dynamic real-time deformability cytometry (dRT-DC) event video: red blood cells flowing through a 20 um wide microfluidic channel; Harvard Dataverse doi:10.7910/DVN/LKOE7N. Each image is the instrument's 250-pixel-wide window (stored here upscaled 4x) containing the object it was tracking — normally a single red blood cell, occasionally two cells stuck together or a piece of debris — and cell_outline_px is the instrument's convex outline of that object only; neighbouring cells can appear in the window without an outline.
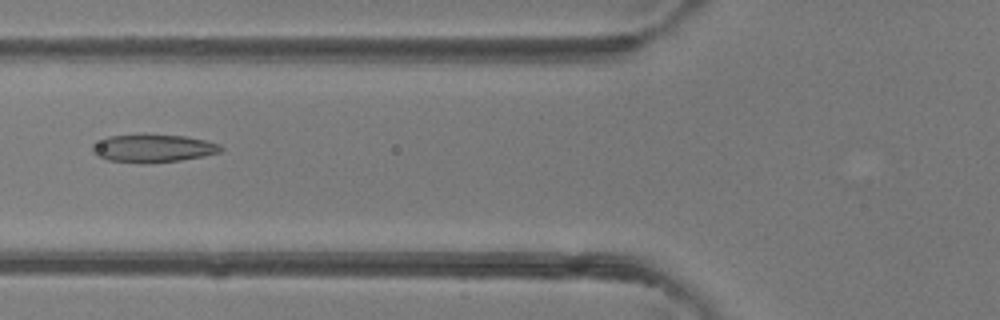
{"species": "common noctule bat (a hibernating species)", "species_latin": "Nyctalus noctula", "temperature_condition": "room temperature", "stored_images_in_passage": 5, "camera_frame_rate_fps": 3000, "um_per_image_px": 0.085, "animal": {"sex": "female"}, "frame": {"image": 1, "passage_image": 5, "time_ms": 4.667, "image_size_px": [1000, 320], "cell_outline_px": [[224, 148], [220, 152], [204, 156], [180, 160], [144, 164], [140, 164], [108, 160], [96, 156], [92, 152], [92, 144], [108, 136], [144, 132], [184, 136], [204, 140], [220, 144]], "centroid_in_image_um": [12.97, 12.58], "position_along_channel_um": 112.8, "area_um2": 21.68}}